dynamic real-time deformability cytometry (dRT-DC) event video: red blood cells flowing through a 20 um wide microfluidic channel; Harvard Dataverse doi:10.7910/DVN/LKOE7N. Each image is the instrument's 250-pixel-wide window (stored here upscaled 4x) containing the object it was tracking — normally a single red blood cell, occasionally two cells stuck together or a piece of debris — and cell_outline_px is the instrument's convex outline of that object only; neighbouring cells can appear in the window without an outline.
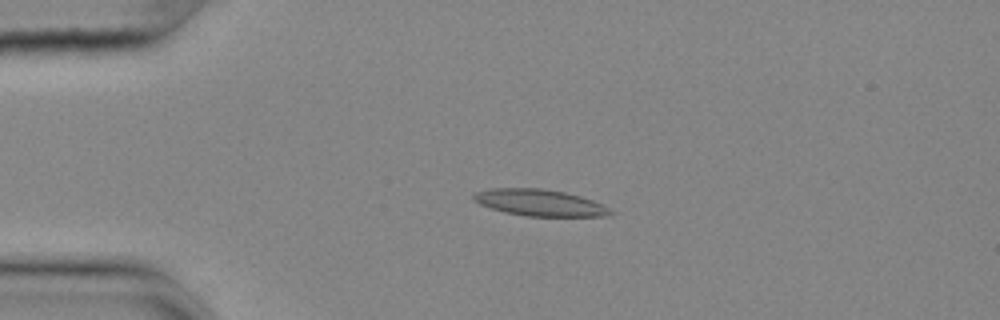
{"species": "common noctule bat (a hibernating species)", "species_latin": "Nyctalus noctula", "temperature_condition": "cold", "stored_images_in_passage": 55, "camera_frame_rate_fps": 3000, "um_per_image_px": 0.085, "animal": {"sex": "female", "body_mass_g": 25.1}, "frame": {"image": 1, "passage_image": 12, "time_ms": 3.667, "image_size_px": [1000, 320], "cell_outline_px": [[616, 212], [604, 216], [524, 216], [504, 212], [480, 204], [472, 200], [472, 192], [492, 188], [540, 188], [564, 192], [580, 196], [604, 204]], "centroid_in_image_um": [45.86, 17.22], "position_along_channel_um": 39.1, "area_um2": 21.33}}
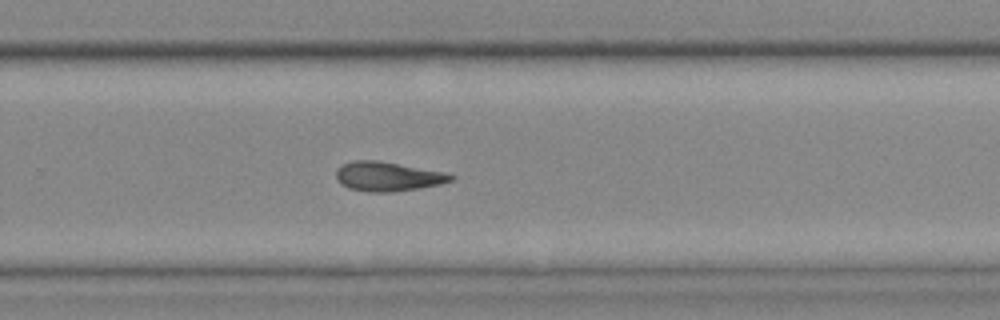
{"frame": {"image": 2, "passage_image": 36, "time_ms": 11.667, "image_size_px": [1000, 320], "cell_outline_px": [[456, 176], [452, 180], [440, 184], [420, 188], [392, 192], [368, 192], [348, 188], [340, 184], [336, 176], [336, 172], [344, 164], [352, 160], [376, 160], [444, 172]], "centroid_in_image_um": [32.95, 15.01], "position_along_channel_um": 296.8, "area_um2": 19.48}}
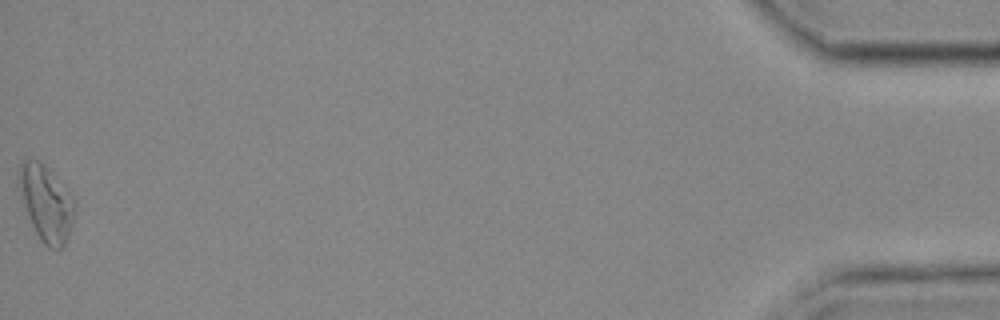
{"frame": {"image": 3, "passage_image": 55, "time_ms": 18.0, "image_size_px": [1000, 320], "cell_outline_px": [[76, 212], [68, 236], [64, 244], [60, 248], [48, 248], [40, 240], [28, 216], [24, 200], [20, 180], [20, 164], [24, 160], [36, 160], [44, 164], [72, 192], [76, 200]], "centroid_in_image_um": [4.02, 17.28], "position_along_channel_um": 431.2, "area_um2": 24.28}, "authors_computed_cell_mechanics": {"area_um2": 20.3456, "velocity_mm_per_s": 3.6295, "shape_relaxation_time_tau1_ms": null, "shape_relaxation_time_tau2_ms": 6.9778, "deformation_change_tau1": null, "deformation_change_tau2": 0.1819}}